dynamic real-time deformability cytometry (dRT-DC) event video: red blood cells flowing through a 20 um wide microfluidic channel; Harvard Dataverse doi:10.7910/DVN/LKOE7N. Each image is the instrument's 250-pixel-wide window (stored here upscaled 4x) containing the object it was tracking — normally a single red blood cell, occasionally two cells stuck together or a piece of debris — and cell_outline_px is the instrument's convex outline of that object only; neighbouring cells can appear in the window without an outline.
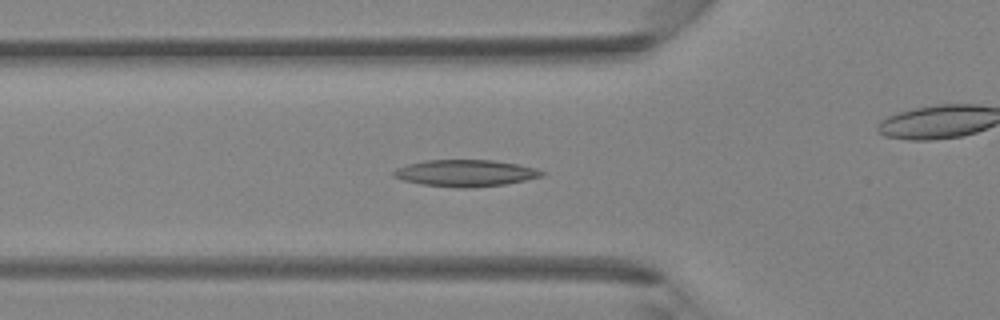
{"species": "Egyptian fruit bat (a non-hibernating species)", "species_latin": "Rousettus aegyptiacus", "temperature_condition": "room temperature", "stored_images_in_passage": 38, "camera_frame_rate_fps": 3000, "um_per_image_px": 0.085, "animal": {"sex": "female"}, "frame": {"image": 1, "passage_image": 10, "time_ms": 3.0, "image_size_px": [1000, 320], "cell_outline_px": [[548, 172], [544, 176], [504, 184], [468, 188], [456, 188], [420, 184], [404, 180], [392, 176], [392, 172], [396, 168], [408, 164], [424, 160], [492, 160], [516, 164], [536, 168]], "centroid_in_image_um": [39.56, 14.71], "position_along_channel_um": 86.2, "area_um2": 23.12}}
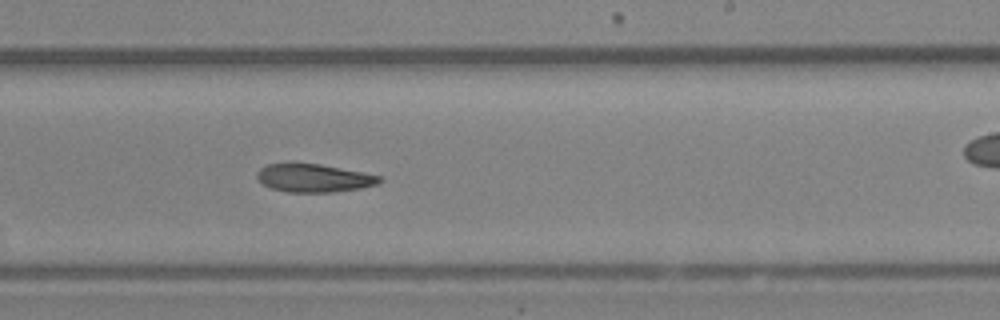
{"frame": {"image": 2, "passage_image": 21, "time_ms": 6.667, "image_size_px": [1000, 320], "cell_outline_px": [[384, 180], [376, 184], [360, 188], [332, 192], [288, 192], [272, 188], [264, 184], [256, 176], [256, 172], [260, 168], [268, 164], [320, 164], [364, 172], [384, 176]], "centroid_in_image_um": [26.73, 15.13], "position_along_channel_um": 262.3, "area_um2": 19.94}}
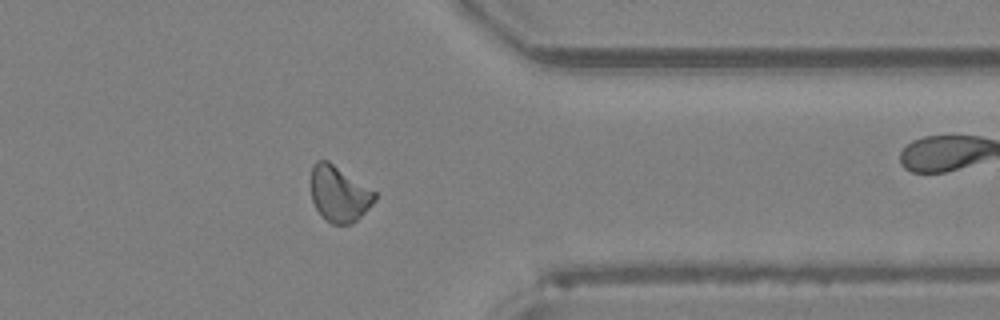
{"frame": {"image": 3, "passage_image": 29, "time_ms": 9.333, "image_size_px": [1000, 320], "cell_outline_px": [[376, 200], [352, 224], [332, 224], [324, 220], [316, 208], [312, 200], [312, 164], [316, 160], [328, 160], [376, 192]], "centroid_in_image_um": [28.81, 16.48], "position_along_channel_um": 382.6, "area_um2": 20.63}}